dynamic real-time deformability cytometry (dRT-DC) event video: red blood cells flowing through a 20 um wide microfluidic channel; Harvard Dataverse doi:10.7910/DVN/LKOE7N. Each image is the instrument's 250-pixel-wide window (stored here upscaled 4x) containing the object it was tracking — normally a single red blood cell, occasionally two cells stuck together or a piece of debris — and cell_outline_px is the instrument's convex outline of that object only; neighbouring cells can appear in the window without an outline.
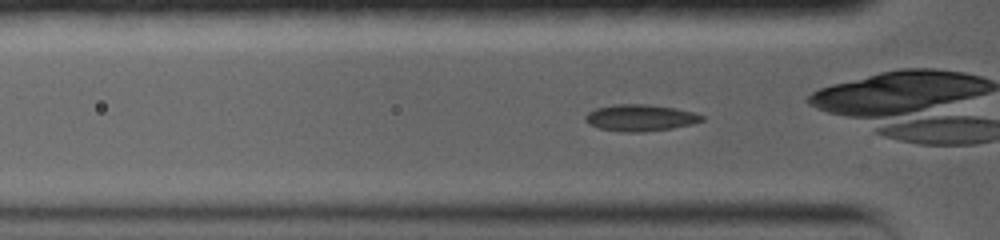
{"species": "common noctule bat (a hibernating species)", "species_latin": "Nyctalus noctula", "temperature_condition": "warm", "stored_images_in_passage": 51, "camera_frame_rate_fps": 5000, "um_per_image_px": 0.085, "animal": {"sex": "female", "body_mass_g": 19.0, "forearm_length_mm": 56.7}, "frame": {"image": 1, "passage_image": 2, "time_ms": 0.2, "image_size_px": [1000, 240], "cell_outline_px": [[704, 120], [692, 124], [672, 128], [644, 132], [620, 132], [600, 128], [588, 124], [584, 120], [584, 116], [588, 112], [596, 108], [616, 104], [644, 104], [676, 108], [692, 112], [704, 116]], "centroid_in_image_um": [54.4, 10.02], "position_along_channel_um": 71.4, "area_um2": 18.09}}
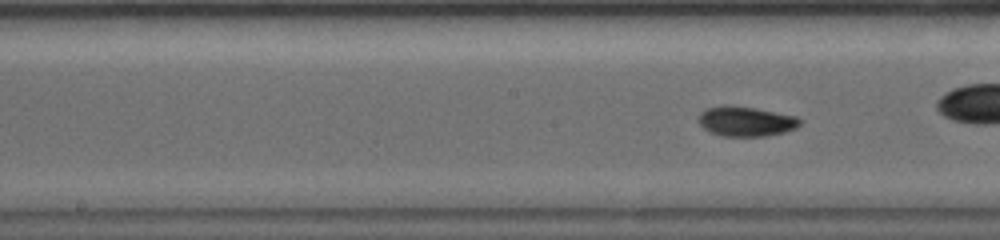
{"frame": {"image": 2, "passage_image": 21, "time_ms": 3.2, "image_size_px": [1000, 240], "cell_outline_px": [[800, 124], [796, 128], [784, 132], [764, 136], [724, 136], [712, 132], [704, 128], [700, 124], [700, 112], [708, 108], [724, 104], [732, 104], [796, 116], [800, 120]], "centroid_in_image_um": [63.4, 10.3], "position_along_channel_um": 184.8, "area_um2": 17.46}}
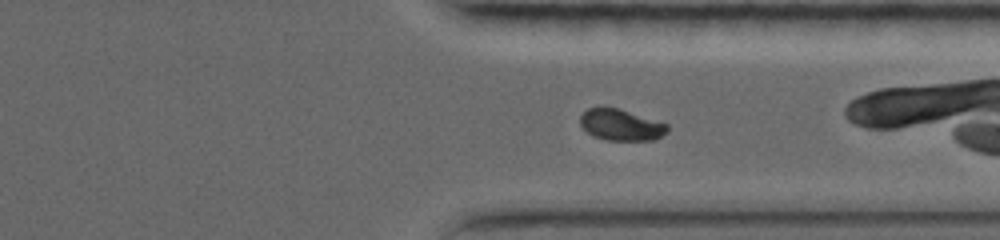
{"frame": {"image": 3, "passage_image": 47, "time_ms": 7.8, "image_size_px": [1000, 240], "cell_outline_px": [[668, 128], [660, 136], [648, 140], [608, 140], [596, 136], [588, 132], [580, 124], [580, 116], [588, 108], [616, 108], [668, 124]], "centroid_in_image_um": [52.75, 10.61], "position_along_channel_um": 358.6, "area_um2": 15.26}}